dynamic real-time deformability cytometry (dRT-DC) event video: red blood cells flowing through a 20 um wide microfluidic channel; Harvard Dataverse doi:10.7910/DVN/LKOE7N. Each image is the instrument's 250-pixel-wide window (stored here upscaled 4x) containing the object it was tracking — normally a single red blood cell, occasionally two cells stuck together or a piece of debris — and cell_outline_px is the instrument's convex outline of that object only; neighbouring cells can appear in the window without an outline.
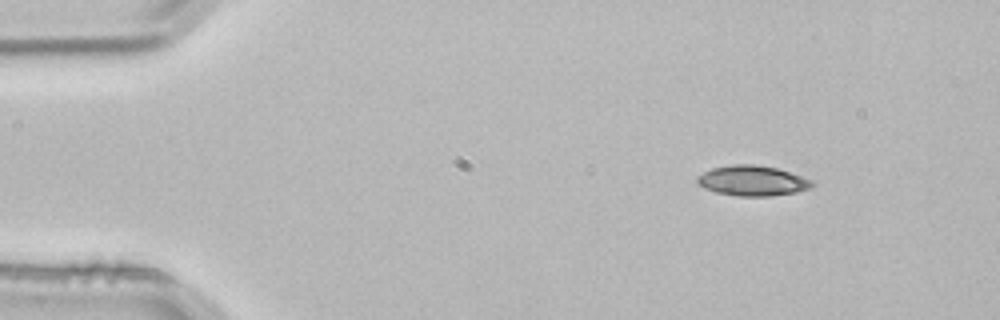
{"species": "common noctule bat (a hibernating species)", "species_latin": "Nyctalus noctula", "temperature_condition": "room temperature", "stored_images_in_passage": 3, "camera_frame_rate_fps": 3000, "um_per_image_px": 0.085, "animal": {"sex": "male", "body_mass_g": 21.5, "forearm_length_mm": 52.0}, "frame": {"image": 1, "passage_image": 1, "time_ms": 0.0, "image_size_px": [1000, 320], "cell_outline_px": [[816, 184], [812, 188], [796, 192], [772, 196], [740, 196], [716, 192], [704, 188], [696, 180], [696, 176], [712, 168], [732, 164], [756, 164], [776, 168], [812, 180]], "centroid_in_image_um": [63.97, 15.36], "position_along_channel_um": 21.0, "area_um2": 20.23}}
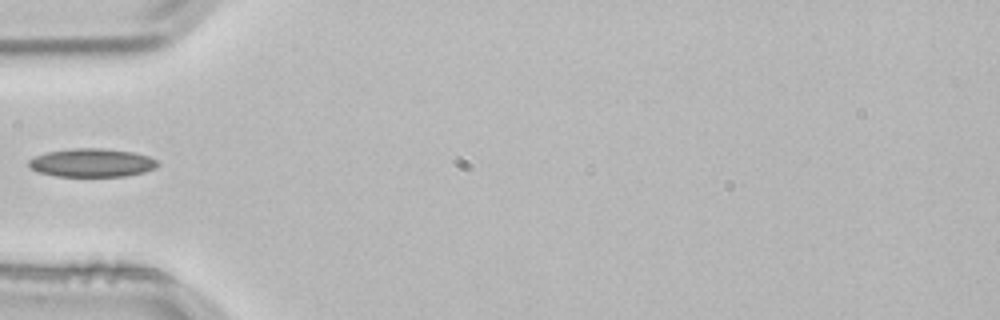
{"frame": {"image": 2, "passage_image": 3, "time_ms": 0.667, "image_size_px": [1000, 320], "cell_outline_px": [[160, 164], [156, 168], [144, 172], [124, 176], [56, 176], [36, 172], [28, 168], [28, 160], [36, 156], [48, 152], [72, 148], [104, 148], [132, 152], [148, 156], [156, 160]], "centroid_in_image_um": [7.79, 13.84], "position_along_channel_um": 77.2, "area_um2": 21.44}}